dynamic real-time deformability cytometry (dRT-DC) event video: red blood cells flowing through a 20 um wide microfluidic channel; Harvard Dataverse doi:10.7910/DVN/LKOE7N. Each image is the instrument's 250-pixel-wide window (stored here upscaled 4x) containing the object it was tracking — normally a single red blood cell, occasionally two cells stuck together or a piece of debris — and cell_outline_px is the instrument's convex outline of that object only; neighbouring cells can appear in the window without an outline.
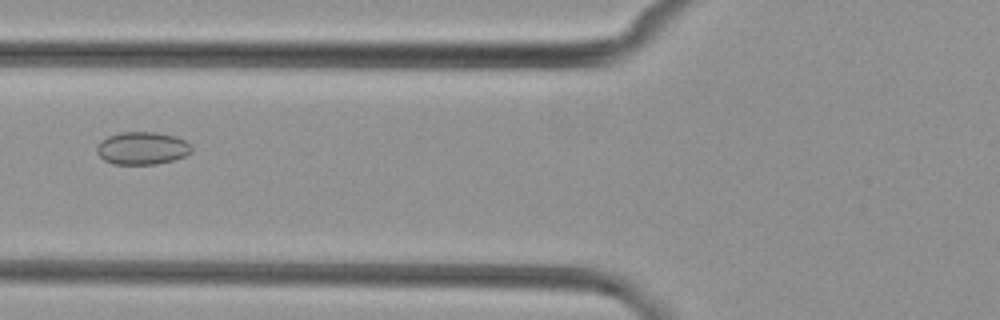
{"species": "common noctule bat (a hibernating species)", "species_latin": "Nyctalus noctula", "temperature_condition": "cold", "stored_images_in_passage": 3, "camera_frame_rate_fps": 3000, "um_per_image_px": 0.085, "animal": {"sex": "female", "body_mass_g": 29.2, "forearm_length_mm": 56.3}, "frame": {"image": 1, "passage_image": 3, "time_ms": 2.667, "image_size_px": [1000, 320], "cell_outline_px": [[192, 152], [184, 156], [172, 160], [156, 164], [112, 164], [104, 160], [96, 152], [96, 148], [100, 140], [108, 136], [120, 132], [156, 132], [176, 136], [184, 140], [192, 148]], "centroid_in_image_um": [12.06, 12.59], "position_along_channel_um": 113.7, "area_um2": 18.09}}